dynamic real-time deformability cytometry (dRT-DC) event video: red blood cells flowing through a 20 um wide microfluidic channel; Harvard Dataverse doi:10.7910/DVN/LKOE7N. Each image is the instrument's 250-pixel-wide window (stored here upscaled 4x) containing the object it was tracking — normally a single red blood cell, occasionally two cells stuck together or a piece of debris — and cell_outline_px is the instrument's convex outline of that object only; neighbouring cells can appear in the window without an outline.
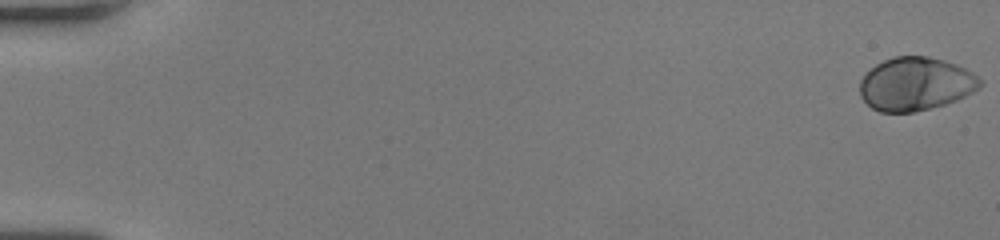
{"species": "human", "species_latin": "Homo sapiens", "temperature_condition": "room temperature", "stored_images_in_passage": 53, "camera_frame_rate_fps": 3000, "um_per_image_px": 0.085, "donor": {"sex": "female"}, "frame": {"image": 1, "passage_image": 1, "time_ms": 0.0, "image_size_px": [1000, 240], "cell_outline_px": [[984, 84], [980, 88], [956, 100], [944, 104], [912, 112], [880, 112], [872, 108], [860, 96], [860, 80], [876, 64], [892, 56], [928, 56], [944, 60], [956, 64], [972, 72]], "centroid_in_image_um": [77.83, 7.12], "position_along_channel_um": 7.2, "area_um2": 37.17}}
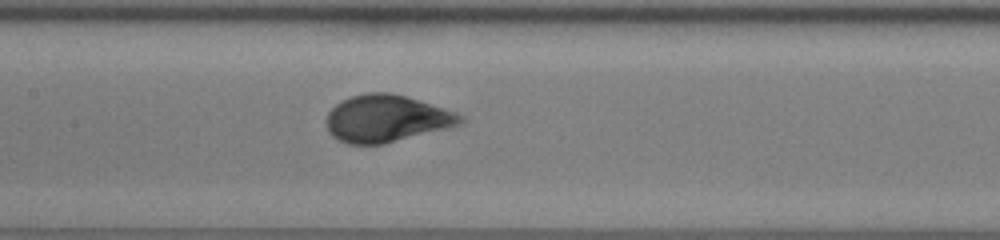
{"frame": {"image": 2, "passage_image": 28, "time_ms": 9.0, "image_size_px": [1000, 240], "cell_outline_px": [[464, 120], [460, 124], [448, 128], [384, 144], [348, 144], [332, 136], [328, 132], [328, 112], [336, 104], [352, 96], [368, 92], [388, 92], [404, 96], [444, 108], [456, 112], [464, 116]], "centroid_in_image_um": [32.86, 10.08], "position_along_channel_um": 174.5, "area_um2": 36.41}}
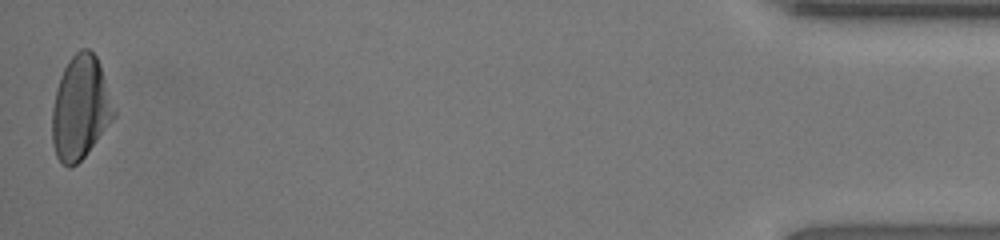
{"frame": {"image": 3, "passage_image": 53, "time_ms": 17.333, "image_size_px": [1000, 240], "cell_outline_px": [[116, 116], [84, 156], [76, 164], [68, 168], [60, 164], [56, 156], [52, 144], [52, 108], [56, 88], [60, 76], [68, 60], [80, 48], [88, 48], [96, 56], [100, 64], [116, 108]], "centroid_in_image_um": [6.83, 9.16], "position_along_channel_um": 428.4, "area_um2": 37.57}, "authors_computed_cell_mechanics": {"area_um2": 36.1828, "velocity_mm_per_s": 4.0825, "shape_relaxation_time_tau1_ms": 3.469, "shape_relaxation_time_tau2_ms": null, "deformation_change_tau1": 0.1959, "deformation_change_tau2": null}}